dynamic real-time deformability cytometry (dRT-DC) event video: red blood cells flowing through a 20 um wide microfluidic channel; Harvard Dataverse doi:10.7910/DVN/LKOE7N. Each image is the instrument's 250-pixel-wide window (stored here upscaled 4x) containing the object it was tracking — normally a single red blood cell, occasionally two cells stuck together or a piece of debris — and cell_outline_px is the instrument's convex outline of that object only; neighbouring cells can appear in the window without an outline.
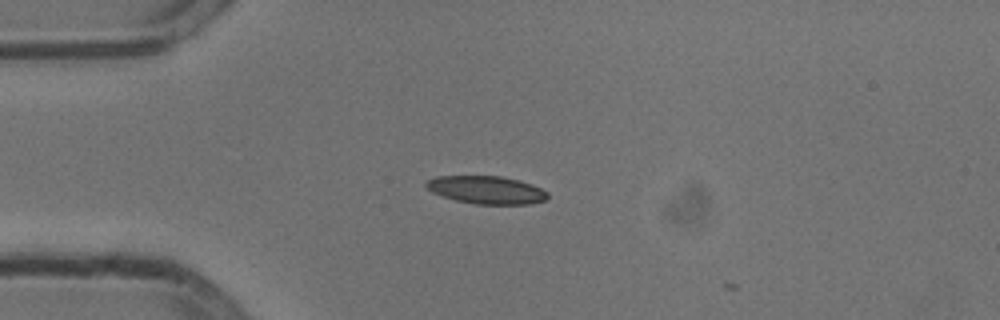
{"species": "common noctule bat (a hibernating species)", "species_latin": "Nyctalus noctula", "temperature_condition": "cold", "stored_images_in_passage": 9, "camera_frame_rate_fps": 3000, "um_per_image_px": 0.085, "animal": {"sex": "male", "body_mass_g": 13.3}, "frame": {"image": 1, "passage_image": 2, "time_ms": 0.333, "image_size_px": [1000, 320], "cell_outline_px": [[548, 196], [544, 200], [532, 204], [476, 204], [456, 200], [432, 192], [424, 184], [428, 180], [436, 176], [500, 176], [520, 180], [532, 184], [548, 192]], "centroid_in_image_um": [41.37, 16.14], "position_along_channel_um": 43.6, "area_um2": 19.65}}
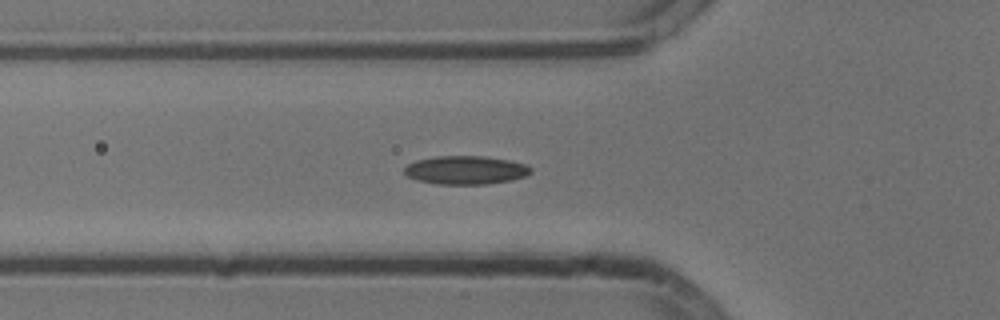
{"frame": {"image": 2, "passage_image": 7, "time_ms": 2.0, "image_size_px": [1000, 320], "cell_outline_px": [[532, 172], [524, 176], [512, 180], [488, 184], [436, 184], [416, 180], [408, 176], [404, 172], [404, 168], [408, 164], [416, 160], [436, 156], [484, 156], [508, 160], [524, 164], [532, 168]], "centroid_in_image_um": [39.57, 14.46], "position_along_channel_um": 86.2, "area_um2": 20.98}}